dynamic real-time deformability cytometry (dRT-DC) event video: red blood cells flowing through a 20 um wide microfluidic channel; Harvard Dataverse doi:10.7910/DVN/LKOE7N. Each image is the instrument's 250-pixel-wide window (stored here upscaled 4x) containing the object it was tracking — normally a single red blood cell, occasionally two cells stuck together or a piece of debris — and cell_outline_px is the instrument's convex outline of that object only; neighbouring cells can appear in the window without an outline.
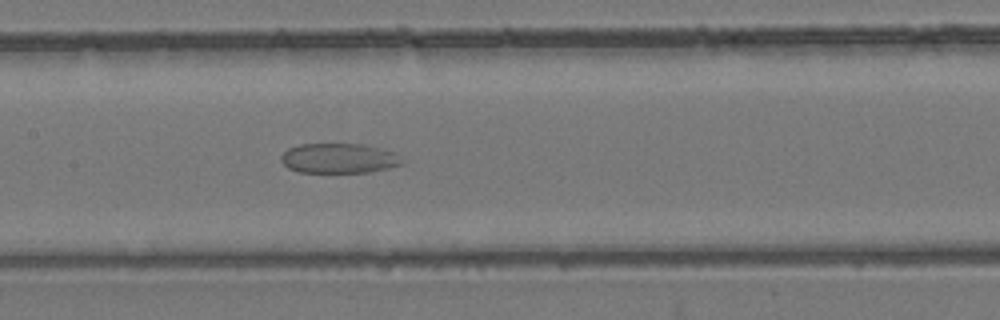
{"species": "common noctule bat (a hibernating species)", "species_latin": "Nyctalus noctula", "temperature_condition": "room temperature", "stored_images_in_passage": 40, "camera_frame_rate_fps": 3000, "um_per_image_px": 0.085, "animal": {"sex": "female", "body_mass_g": 24.6, "forearm_length_mm": 56.2}, "frame": {"image": 1, "passage_image": 12, "time_ms": 3.667, "image_size_px": [1000, 320], "cell_outline_px": [[404, 164], [368, 172], [300, 172], [288, 168], [280, 160], [280, 156], [288, 148], [300, 144], [364, 144], [396, 152], [404, 160]], "centroid_in_image_um": [28.82, 13.45], "position_along_channel_um": 178.6, "area_um2": 21.15}}
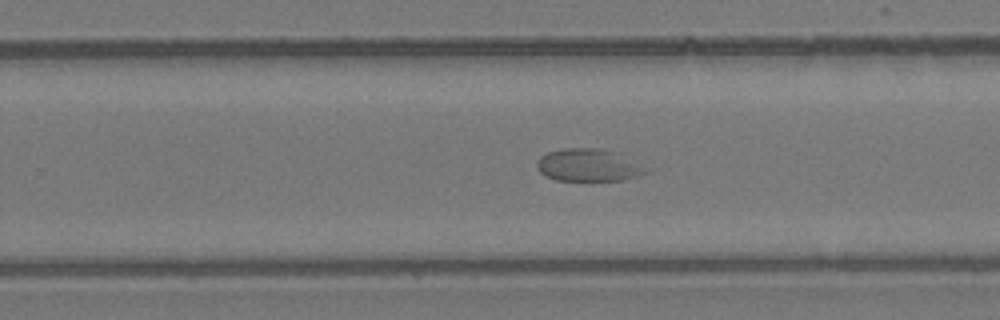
{"frame": {"image": 2, "passage_image": 20, "time_ms": 6.333, "image_size_px": [1000, 320], "cell_outline_px": [[644, 172], [636, 176], [624, 180], [556, 180], [544, 176], [536, 168], [536, 164], [540, 156], [548, 152], [560, 148], [604, 148], [620, 152], [640, 168]], "centroid_in_image_um": [49.88, 14.01], "position_along_channel_um": 279.9, "area_um2": 20.35}}
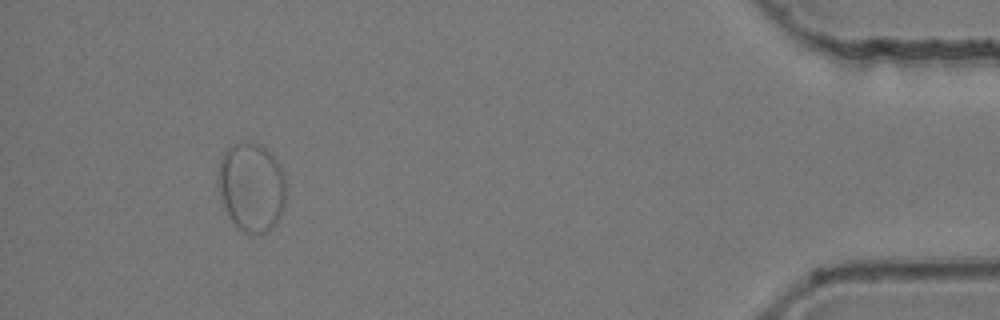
{"frame": {"image": 3, "passage_image": 36, "time_ms": 11.667, "image_size_px": [1000, 320], "cell_outline_px": [[284, 208], [276, 224], [264, 232], [248, 232], [240, 228], [228, 216], [220, 200], [216, 184], [220, 156], [232, 144], [244, 140], [248, 140], [260, 144], [276, 160], [284, 176]], "centroid_in_image_um": [21.32, 15.85], "position_along_channel_um": 413.9, "area_um2": 35.32}}